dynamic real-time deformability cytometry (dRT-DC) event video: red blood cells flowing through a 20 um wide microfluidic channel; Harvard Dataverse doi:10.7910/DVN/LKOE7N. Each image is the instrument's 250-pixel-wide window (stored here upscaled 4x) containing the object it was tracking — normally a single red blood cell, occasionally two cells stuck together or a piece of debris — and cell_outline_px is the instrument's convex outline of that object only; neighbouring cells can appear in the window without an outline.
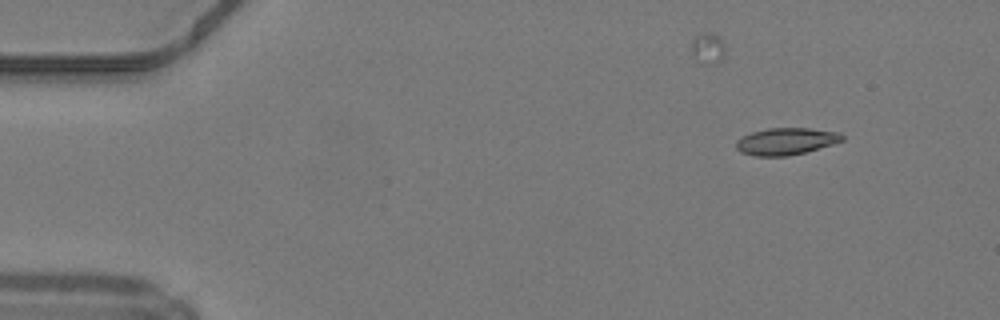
{"species": "common noctule bat (a hibernating species)", "species_latin": "Nyctalus noctula", "temperature_condition": "warm", "stored_images_in_passage": 45, "camera_frame_rate_fps": 3000, "um_per_image_px": 0.085, "animal": {"sex": "male", "body_mass_g": 19.2, "forearm_length_mm": 51.8}, "frame": {"image": 1, "passage_image": 1, "time_ms": 0.0, "image_size_px": [1000, 320], "cell_outline_px": [[844, 140], [832, 144], [804, 152], [788, 156], [756, 156], [740, 152], [736, 148], [736, 140], [752, 132], [768, 128], [808, 128], [840, 132], [844, 136]], "centroid_in_image_um": [66.81, 12.01], "position_along_channel_um": 18.2, "area_um2": 16.59}}
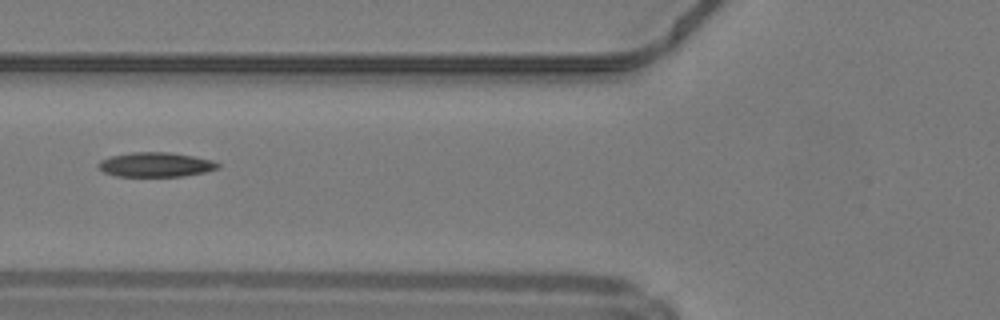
{"frame": {"image": 2, "passage_image": 15, "time_ms": 4.667, "image_size_px": [1000, 320], "cell_outline_px": [[220, 168], [204, 172], [184, 176], [116, 176], [104, 172], [96, 164], [100, 160], [112, 156], [132, 152], [168, 152], [192, 156], [212, 160], [220, 164]], "centroid_in_image_um": [13.23, 13.99], "position_along_channel_um": 112.6, "area_um2": 16.99}}
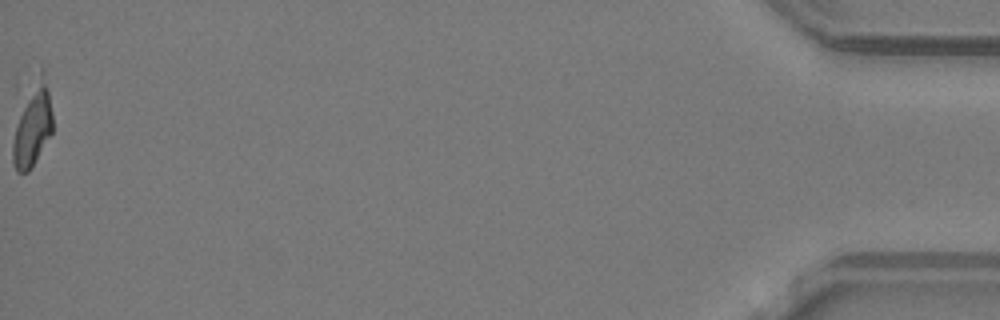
{"frame": {"image": 3, "passage_image": 45, "time_ms": 14.667, "image_size_px": [1000, 320], "cell_outline_px": [[52, 132], [32, 168], [28, 172], [16, 172], [12, 164], [12, 144], [16, 128], [20, 116], [40, 68], [44, 68], [48, 88], [52, 112]], "centroid_in_image_um": [2.8, 10.72], "position_along_channel_um": 432.4, "area_um2": 18.5}, "authors_computed_cell_mechanics": {"area_um2": 16.9932, "velocity_mm_per_s": 4.2306, "shape_relaxation_time_tau1_ms": 8.8097, "shape_relaxation_time_tau2_ms": 5.8108, "deformation_change_tau1": 0.2459, "deformation_change_tau2": 0.1307}}